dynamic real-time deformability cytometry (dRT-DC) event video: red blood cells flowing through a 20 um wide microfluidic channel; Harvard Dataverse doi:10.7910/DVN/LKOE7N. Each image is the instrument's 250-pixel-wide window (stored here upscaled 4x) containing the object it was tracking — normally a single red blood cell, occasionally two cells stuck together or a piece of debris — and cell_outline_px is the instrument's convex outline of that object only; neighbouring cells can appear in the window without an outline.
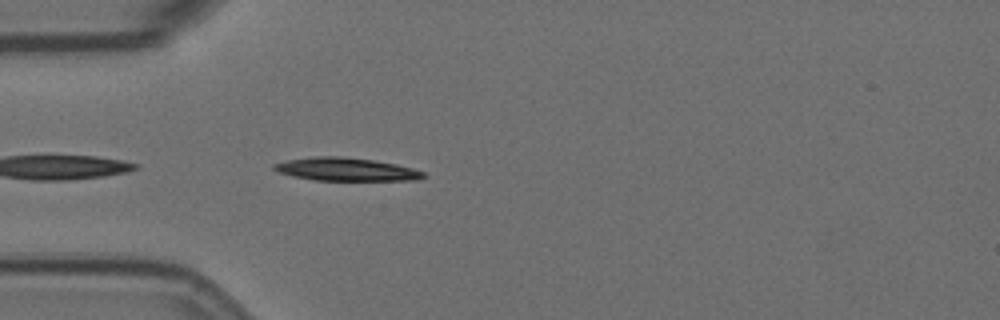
{"species": "Egyptian fruit bat (a non-hibernating species)", "species_latin": "Rousettus aegyptiacus", "temperature_condition": "room temperature", "stored_images_in_passage": 3, "camera_frame_rate_fps": 3000, "um_per_image_px": 0.085, "animal": {"sex": "female"}, "frame": {"image": 1, "passage_image": 3, "time_ms": 3.0, "image_size_px": [1000, 320], "cell_outline_px": [[428, 176], [416, 180], [316, 180], [292, 176], [280, 172], [272, 168], [272, 164], [288, 160], [312, 156], [340, 156], [372, 160], [396, 164], [412, 168], [424, 172]], "centroid_in_image_um": [29.42, 14.39], "position_along_channel_um": 55.6, "area_um2": 20.0}}